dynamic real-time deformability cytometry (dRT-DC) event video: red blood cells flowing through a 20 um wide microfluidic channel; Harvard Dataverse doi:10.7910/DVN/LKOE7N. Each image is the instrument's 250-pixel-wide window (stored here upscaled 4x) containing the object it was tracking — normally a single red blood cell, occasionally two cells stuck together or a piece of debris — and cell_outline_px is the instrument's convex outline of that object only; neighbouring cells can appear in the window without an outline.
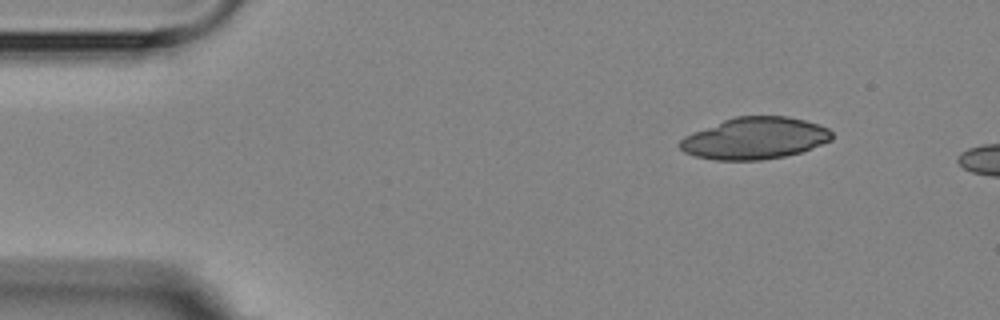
{"species": "Egyptian fruit bat (a non-hibernating species)", "species_latin": "Rousettus aegyptiacus", "temperature_condition": "room temperature", "stored_images_in_passage": 3, "camera_frame_rate_fps": 3000, "um_per_image_px": 0.085, "animal": {"sex": "female"}, "frame": {"image": 1, "passage_image": 1, "time_ms": 0.0, "image_size_px": [1000, 320], "cell_outline_px": [[832, 140], [800, 152], [784, 156], [760, 160], [716, 160], [696, 156], [684, 152], [680, 148], [680, 140], [684, 136], [692, 132], [724, 120], [736, 116], [788, 116], [804, 120], [828, 128], [832, 132]], "centroid_in_image_um": [64.15, 11.75], "position_along_channel_um": 20.8, "area_um2": 36.76}}